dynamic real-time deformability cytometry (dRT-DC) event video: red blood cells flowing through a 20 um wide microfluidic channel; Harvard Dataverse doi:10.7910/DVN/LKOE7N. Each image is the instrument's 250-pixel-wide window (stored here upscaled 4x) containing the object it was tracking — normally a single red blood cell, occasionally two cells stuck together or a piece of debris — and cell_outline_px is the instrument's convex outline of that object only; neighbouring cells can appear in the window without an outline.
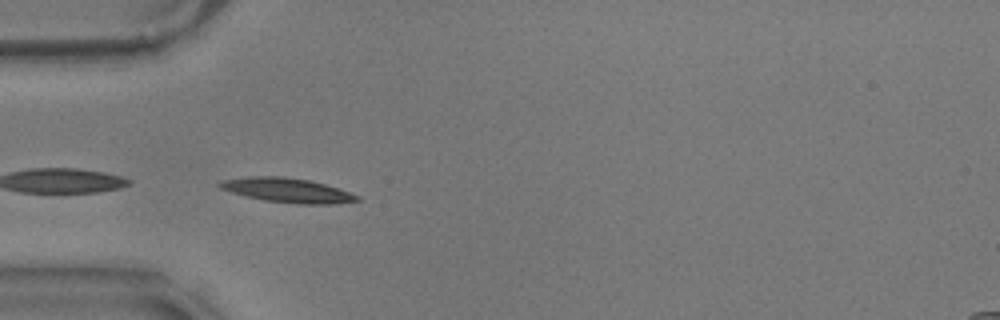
{"species": "common noctule bat (a hibernating species)", "species_latin": "Nyctalus noctula", "temperature_condition": "warm", "stored_images_in_passage": 29, "camera_frame_rate_fps": 3000, "um_per_image_px": 0.085, "animal": {"sex": "male", "body_mass_g": 17.9}, "frame": {"image": 1, "passage_image": 1, "time_ms": 0.0, "image_size_px": [1000, 320], "cell_outline_px": [[360, 200], [332, 204], [300, 204], [264, 200], [244, 196], [220, 188], [216, 184], [224, 180], [248, 176], [284, 176], [308, 180], [324, 184], [360, 196]], "centroid_in_image_um": [24.39, 16.17], "position_along_channel_um": 60.6, "area_um2": 19.36}}
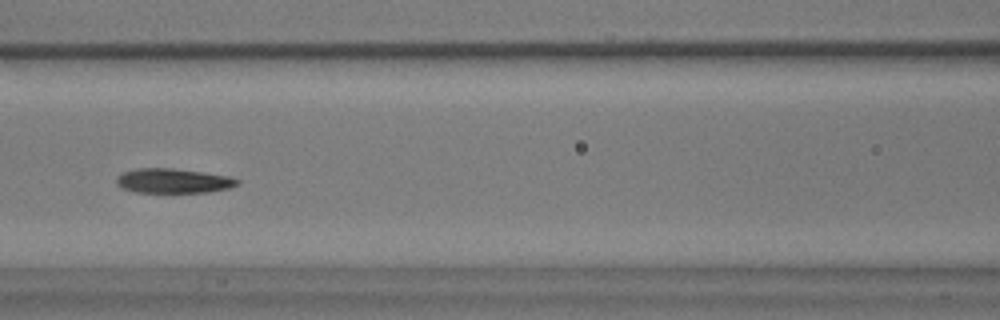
{"frame": {"image": 2, "passage_image": 9, "time_ms": 2.667, "image_size_px": [1000, 320], "cell_outline_px": [[240, 184], [228, 188], [208, 192], [136, 192], [120, 188], [116, 184], [116, 176], [124, 172], [136, 168], [172, 168], [228, 176], [240, 180]], "centroid_in_image_um": [14.69, 15.37], "position_along_channel_um": 151.9, "area_um2": 17.28}, "authors_computed_cell_mechanics": {"area_um2": 17.9758, "velocity_mm_per_s": 3.5034, "shape_relaxation_time_tau1_ms": 5.7209, "shape_relaxation_time_tau2_ms": 2.4137, "deformation_change_tau1": 0.1636, "deformation_change_tau2": 0.0808}}